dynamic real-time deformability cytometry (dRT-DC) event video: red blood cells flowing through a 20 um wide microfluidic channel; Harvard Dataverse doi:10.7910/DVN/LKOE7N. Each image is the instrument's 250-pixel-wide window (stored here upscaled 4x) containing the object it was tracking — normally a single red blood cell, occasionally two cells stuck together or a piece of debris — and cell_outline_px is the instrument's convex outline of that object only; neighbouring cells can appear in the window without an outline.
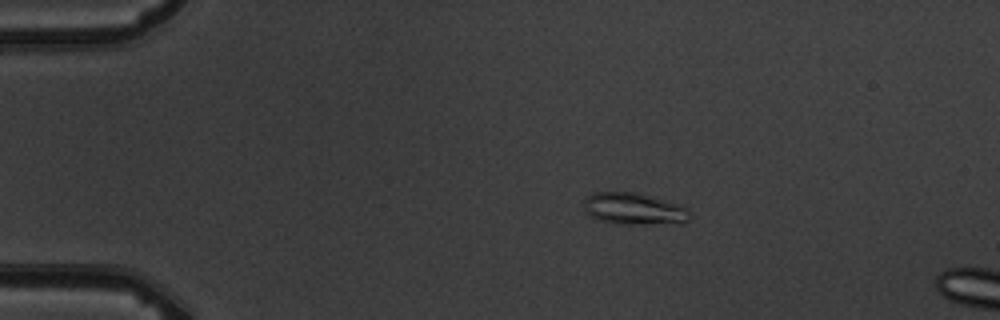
{"species": "common noctule bat (a hibernating species)", "species_latin": "Nyctalus noctula", "temperature_condition": "warm", "stored_images_in_passage": 6, "camera_frame_rate_fps": 3000, "um_per_image_px": 0.085, "animal": {"sex": "male", "body_mass_g": 19.5, "forearm_length_mm": 54.6}, "frame": {"image": 1, "passage_image": 4, "time_ms": 3.333, "image_size_px": [1000, 320], "cell_outline_px": [[692, 216], [688, 220], [680, 224], [616, 224], [596, 220], [588, 216], [584, 212], [584, 200], [592, 192], [636, 192], [680, 204], [688, 208]], "centroid_in_image_um": [53.89, 17.77], "position_along_channel_um": 31.1, "area_um2": 20.23}}